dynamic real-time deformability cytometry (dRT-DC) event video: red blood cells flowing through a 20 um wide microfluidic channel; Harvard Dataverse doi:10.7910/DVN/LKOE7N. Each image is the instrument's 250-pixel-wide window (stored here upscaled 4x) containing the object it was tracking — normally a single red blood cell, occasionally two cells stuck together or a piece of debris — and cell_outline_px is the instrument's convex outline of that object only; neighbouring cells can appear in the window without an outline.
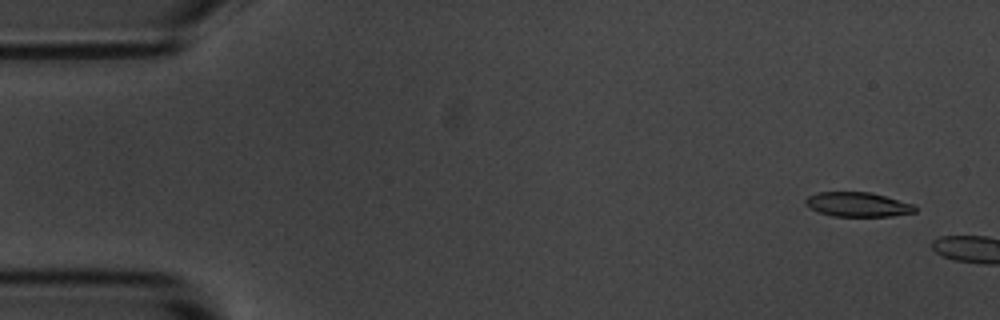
{"species": "common noctule bat (a hibernating species)", "species_latin": "Nyctalus noctula", "temperature_condition": "room temperature", "stored_images_in_passage": 6, "camera_frame_rate_fps": 3000, "um_per_image_px": 0.085, "animal": {"sex": "male", "body_mass_g": 20.1, "forearm_length_mm": 53.5}, "frame": {"image": 1, "passage_image": 3, "time_ms": 0.667, "image_size_px": [1000, 320], "cell_outline_px": [[916, 212], [892, 216], [832, 216], [820, 212], [804, 204], [804, 200], [808, 196], [820, 192], [868, 192], [916, 204]], "centroid_in_image_um": [72.93, 17.38], "position_along_channel_um": 12.1, "area_um2": 15.55}}